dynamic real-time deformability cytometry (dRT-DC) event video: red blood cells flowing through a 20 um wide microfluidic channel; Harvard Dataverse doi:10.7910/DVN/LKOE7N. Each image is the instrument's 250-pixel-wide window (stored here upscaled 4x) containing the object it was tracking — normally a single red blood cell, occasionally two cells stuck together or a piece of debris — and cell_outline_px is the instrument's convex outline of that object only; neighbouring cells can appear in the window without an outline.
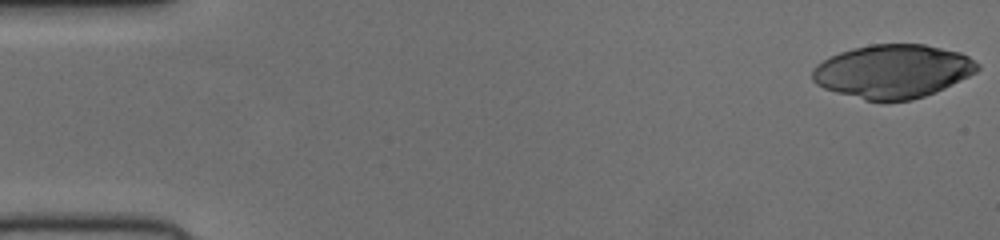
{"species": "human", "species_latin": "Homo sapiens", "temperature_condition": "cold", "stored_images_in_passage": 51, "camera_frame_rate_fps": 3000, "um_per_image_px": 0.085, "donor": {"sex": "female"}, "frame": {"image": 1, "passage_image": 1, "time_ms": 0.0, "image_size_px": [1000, 240], "cell_outline_px": [[980, 68], [976, 72], [936, 92], [912, 100], [864, 100], [836, 92], [824, 88], [816, 84], [812, 80], [812, 72], [824, 60], [840, 52], [852, 48], [872, 44], [924, 44], [960, 52], [968, 56], [980, 64]], "centroid_in_image_um": [75.92, 6.05], "position_along_channel_um": 9.1, "area_um2": 51.1}}
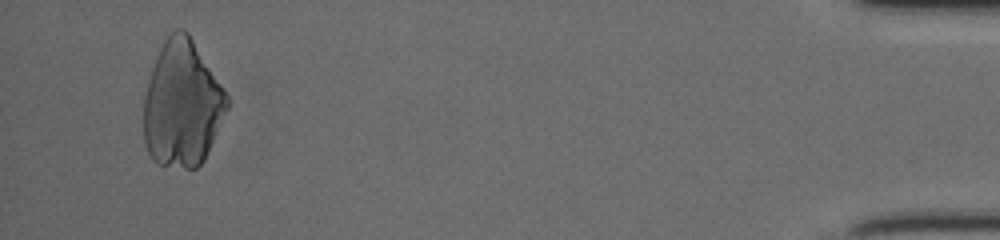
{"frame": {"image": 2, "passage_image": 49, "time_ms": 16.0, "image_size_px": [1000, 240], "cell_outline_px": [[228, 108], [204, 160], [196, 168], [184, 168], [156, 164], [152, 160], [144, 144], [144, 96], [148, 80], [156, 56], [164, 40], [176, 28], [184, 28], [188, 32], [228, 96]], "centroid_in_image_um": [15.46, 8.85], "position_along_channel_um": 419.7, "area_um2": 61.15}}